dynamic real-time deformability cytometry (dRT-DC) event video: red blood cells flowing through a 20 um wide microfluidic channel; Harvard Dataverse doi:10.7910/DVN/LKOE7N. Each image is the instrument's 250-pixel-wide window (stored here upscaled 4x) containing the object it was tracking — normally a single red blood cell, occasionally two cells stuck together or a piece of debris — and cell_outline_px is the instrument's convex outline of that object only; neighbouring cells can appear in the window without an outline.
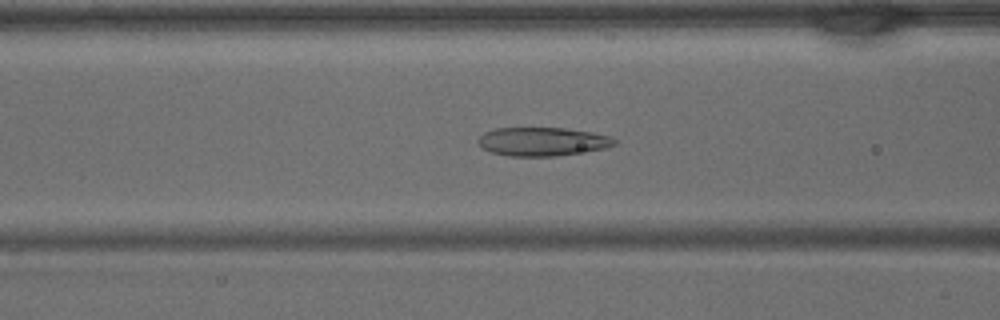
{"species": "common noctule bat (a hibernating species)", "species_latin": "Nyctalus noctula", "temperature_condition": "warm", "stored_images_in_passage": 41, "camera_frame_rate_fps": 3000, "um_per_image_px": 0.085, "animal": {"sex": "male", "body_mass_g": 15.6}, "frame": {"image": 1, "passage_image": 16, "time_ms": 5.0, "image_size_px": [1000, 320], "cell_outline_px": [[616, 144], [604, 148], [556, 156], [508, 156], [492, 152], [484, 148], [476, 140], [484, 132], [496, 128], [564, 128], [592, 132], [608, 136], [616, 140]], "centroid_in_image_um": [46.08, 12.03], "position_along_channel_um": 120.5, "area_um2": 22.48}}
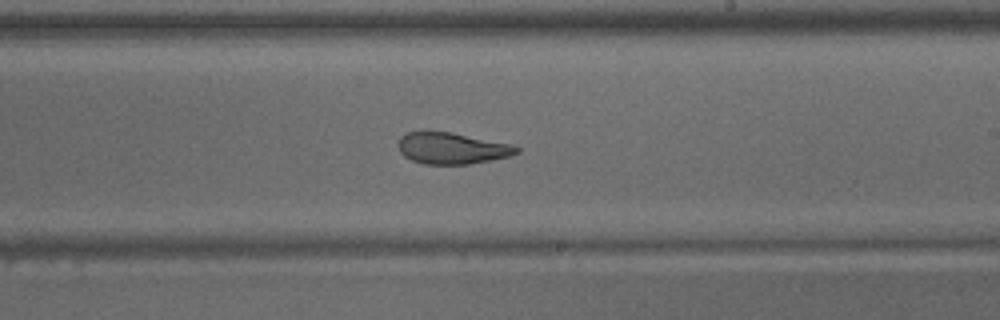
{"frame": {"image": 2, "passage_image": 24, "time_ms": 7.667, "image_size_px": [1000, 320], "cell_outline_px": [[520, 152], [512, 156], [468, 164], [424, 164], [412, 160], [404, 156], [400, 152], [400, 136], [408, 132], [424, 128], [452, 132], [508, 144], [520, 148]], "centroid_in_image_um": [38.37, 12.57], "position_along_channel_um": 250.6, "area_um2": 21.96}}
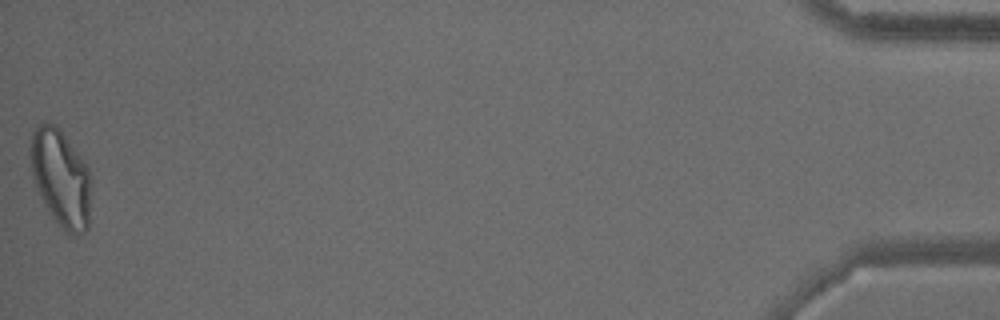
{"frame": {"image": 3, "passage_image": 41, "time_ms": 13.333, "image_size_px": [1000, 320], "cell_outline_px": [[88, 228], [72, 236], [68, 236], [48, 212], [40, 196], [32, 176], [28, 152], [28, 148], [32, 132], [44, 120], [56, 124], [60, 128], [88, 168]], "centroid_in_image_um": [5.09, 15.08], "position_along_channel_um": 430.1, "area_um2": 34.16}}